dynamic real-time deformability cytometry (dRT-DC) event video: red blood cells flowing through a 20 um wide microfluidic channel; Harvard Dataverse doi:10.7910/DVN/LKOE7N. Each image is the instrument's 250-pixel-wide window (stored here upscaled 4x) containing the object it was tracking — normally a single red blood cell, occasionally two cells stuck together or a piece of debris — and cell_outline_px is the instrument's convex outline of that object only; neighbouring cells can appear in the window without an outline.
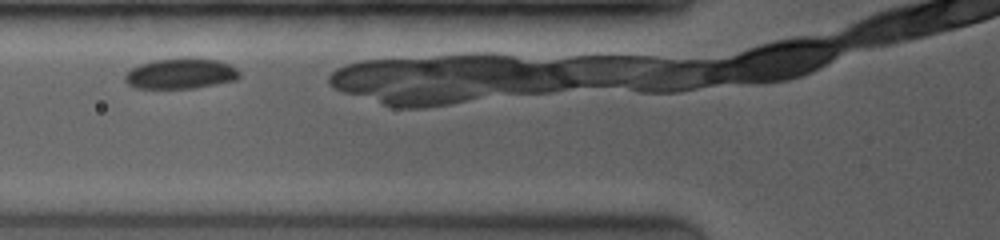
{"species": "common noctule bat (a hibernating species)", "species_latin": "Nyctalus noctula", "temperature_condition": "room temperature", "stored_images_in_passage": 4, "camera_frame_rate_fps": 3500, "um_per_image_px": 0.085, "animal": {"sex": "female", "body_mass_g": 19.0, "forearm_length_mm": 53.3}, "frame": {"image": 1, "passage_image": 2, "time_ms": 0.857, "image_size_px": [1000, 240], "cell_outline_px": [[240, 76], [236, 80], [196, 88], [136, 88], [128, 84], [124, 80], [124, 76], [132, 68], [140, 64], [152, 60], [192, 56], [216, 60], [228, 64], [236, 68], [240, 72]], "centroid_in_image_um": [15.37, 6.24], "position_along_channel_um": 110.4, "area_um2": 20.63}}